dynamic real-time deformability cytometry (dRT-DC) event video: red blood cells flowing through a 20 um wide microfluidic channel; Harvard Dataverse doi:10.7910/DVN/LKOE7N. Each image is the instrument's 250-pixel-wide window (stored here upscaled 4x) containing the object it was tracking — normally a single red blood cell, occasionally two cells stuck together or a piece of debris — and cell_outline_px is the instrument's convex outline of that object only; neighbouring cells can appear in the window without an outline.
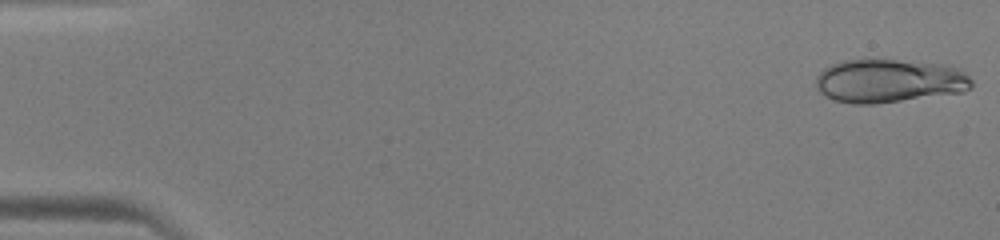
{"species": "human", "species_latin": "Homo sapiens", "temperature_condition": "warm", "stored_images_in_passage": 29, "camera_frame_rate_fps": 3000, "um_per_image_px": 0.085, "donor": {"sex": "male"}, "frame": {"image": 1, "passage_image": 1, "time_ms": 0.0, "image_size_px": [1000, 240], "cell_outline_px": [[972, 88], [964, 92], [876, 104], [852, 104], [836, 100], [824, 96], [816, 88], [816, 76], [824, 68], [832, 64], [844, 60], [864, 56], [948, 64], [964, 72], [972, 80]], "centroid_in_image_um": [75.56, 6.84], "position_along_channel_um": 9.4, "area_um2": 40.75}}
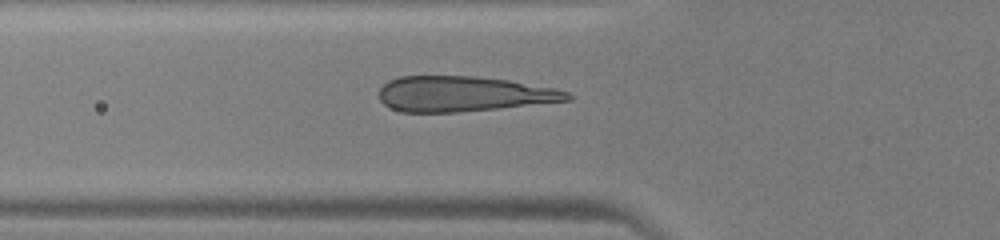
{"frame": {"image": 2, "passage_image": 17, "time_ms": 5.333, "image_size_px": [1000, 240], "cell_outline_px": [[572, 100], [500, 108], [456, 112], [404, 112], [392, 108], [384, 104], [380, 100], [380, 88], [388, 80], [400, 76], [472, 76], [508, 80], [552, 88], [568, 92], [572, 96]], "centroid_in_image_um": [39.37, 7.98], "position_along_channel_um": 86.4, "area_um2": 38.49}}
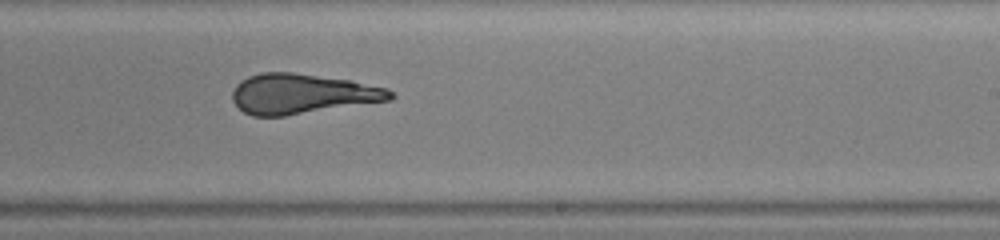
{"frame": {"image": 3, "passage_image": 29, "time_ms": 9.333, "image_size_px": [1000, 240], "cell_outline_px": [[396, 96], [392, 100], [284, 116], [252, 116], [244, 112], [232, 100], [232, 92], [236, 84], [240, 80], [248, 76], [260, 72], [292, 72], [352, 80], [388, 88]], "centroid_in_image_um": [25.69, 7.97], "position_along_channel_um": 263.3, "area_um2": 37.11}}